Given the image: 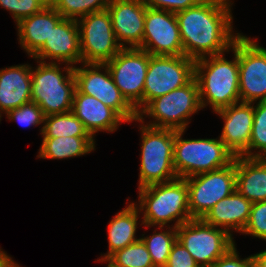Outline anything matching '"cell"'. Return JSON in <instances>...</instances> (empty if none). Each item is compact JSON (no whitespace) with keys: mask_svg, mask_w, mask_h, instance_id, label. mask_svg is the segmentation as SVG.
Segmentation results:
<instances>
[{"mask_svg":"<svg viewBox=\"0 0 266 267\" xmlns=\"http://www.w3.org/2000/svg\"><path fill=\"white\" fill-rule=\"evenodd\" d=\"M230 0H203L176 13L184 55L197 60L231 51L241 33L233 31Z\"/></svg>","mask_w":266,"mask_h":267,"instance_id":"1","label":"cell"},{"mask_svg":"<svg viewBox=\"0 0 266 267\" xmlns=\"http://www.w3.org/2000/svg\"><path fill=\"white\" fill-rule=\"evenodd\" d=\"M231 51L234 53L231 61L224 53L195 60L194 78L198 83L202 110L210 105L215 112L240 102L237 39Z\"/></svg>","mask_w":266,"mask_h":267,"instance_id":"2","label":"cell"},{"mask_svg":"<svg viewBox=\"0 0 266 267\" xmlns=\"http://www.w3.org/2000/svg\"><path fill=\"white\" fill-rule=\"evenodd\" d=\"M138 193L139 201L134 204L143 215L141 225H144L145 229L153 226L166 228L172 221H175V224L171 226L177 228L193 219L189 211L188 185L185 178L148 185L138 189Z\"/></svg>","mask_w":266,"mask_h":267,"instance_id":"3","label":"cell"},{"mask_svg":"<svg viewBox=\"0 0 266 267\" xmlns=\"http://www.w3.org/2000/svg\"><path fill=\"white\" fill-rule=\"evenodd\" d=\"M32 67L31 101L35 102L46 116L70 112L76 89L74 67L63 63L41 62ZM63 72H66L65 75Z\"/></svg>","mask_w":266,"mask_h":267,"instance_id":"4","label":"cell"},{"mask_svg":"<svg viewBox=\"0 0 266 267\" xmlns=\"http://www.w3.org/2000/svg\"><path fill=\"white\" fill-rule=\"evenodd\" d=\"M144 119L136 120L142 136L138 189L178 178L173 165L175 130L146 126Z\"/></svg>","mask_w":266,"mask_h":267,"instance_id":"5","label":"cell"},{"mask_svg":"<svg viewBox=\"0 0 266 267\" xmlns=\"http://www.w3.org/2000/svg\"><path fill=\"white\" fill-rule=\"evenodd\" d=\"M185 130H175L173 165L178 178L214 171L231 164L235 156L220 138L183 139Z\"/></svg>","mask_w":266,"mask_h":267,"instance_id":"6","label":"cell"},{"mask_svg":"<svg viewBox=\"0 0 266 267\" xmlns=\"http://www.w3.org/2000/svg\"><path fill=\"white\" fill-rule=\"evenodd\" d=\"M201 109L198 83L193 78L185 86L151 100L137 118L152 117L153 122L146 126L186 131L192 115Z\"/></svg>","mask_w":266,"mask_h":267,"instance_id":"7","label":"cell"},{"mask_svg":"<svg viewBox=\"0 0 266 267\" xmlns=\"http://www.w3.org/2000/svg\"><path fill=\"white\" fill-rule=\"evenodd\" d=\"M176 229L177 240L192 255L199 267H211L235 245L233 236L226 230L210 225L202 218H193Z\"/></svg>","mask_w":266,"mask_h":267,"instance_id":"8","label":"cell"},{"mask_svg":"<svg viewBox=\"0 0 266 267\" xmlns=\"http://www.w3.org/2000/svg\"><path fill=\"white\" fill-rule=\"evenodd\" d=\"M150 54L138 47L122 48L104 63L115 85L139 113L144 108V85Z\"/></svg>","mask_w":266,"mask_h":267,"instance_id":"9","label":"cell"},{"mask_svg":"<svg viewBox=\"0 0 266 267\" xmlns=\"http://www.w3.org/2000/svg\"><path fill=\"white\" fill-rule=\"evenodd\" d=\"M74 66L76 89L89 96L95 97L114 109L126 122L137 120L136 109L125 99L119 88L115 85L108 67L100 63H81ZM103 71V72H101Z\"/></svg>","mask_w":266,"mask_h":267,"instance_id":"10","label":"cell"},{"mask_svg":"<svg viewBox=\"0 0 266 267\" xmlns=\"http://www.w3.org/2000/svg\"><path fill=\"white\" fill-rule=\"evenodd\" d=\"M185 179L190 215L192 218H203L217 202L236 190V156L226 167Z\"/></svg>","mask_w":266,"mask_h":267,"instance_id":"11","label":"cell"},{"mask_svg":"<svg viewBox=\"0 0 266 267\" xmlns=\"http://www.w3.org/2000/svg\"><path fill=\"white\" fill-rule=\"evenodd\" d=\"M195 60L185 55H150L144 85V107L153 99L188 84L194 78Z\"/></svg>","mask_w":266,"mask_h":267,"instance_id":"12","label":"cell"},{"mask_svg":"<svg viewBox=\"0 0 266 267\" xmlns=\"http://www.w3.org/2000/svg\"><path fill=\"white\" fill-rule=\"evenodd\" d=\"M80 34L82 63L104 64L122 49L108 10L90 13L76 20Z\"/></svg>","mask_w":266,"mask_h":267,"instance_id":"13","label":"cell"},{"mask_svg":"<svg viewBox=\"0 0 266 267\" xmlns=\"http://www.w3.org/2000/svg\"><path fill=\"white\" fill-rule=\"evenodd\" d=\"M246 35L237 38L240 102L266 101V48Z\"/></svg>","mask_w":266,"mask_h":267,"instance_id":"14","label":"cell"},{"mask_svg":"<svg viewBox=\"0 0 266 267\" xmlns=\"http://www.w3.org/2000/svg\"><path fill=\"white\" fill-rule=\"evenodd\" d=\"M138 48L150 55H184L176 14L146 7L143 41Z\"/></svg>","mask_w":266,"mask_h":267,"instance_id":"15","label":"cell"},{"mask_svg":"<svg viewBox=\"0 0 266 267\" xmlns=\"http://www.w3.org/2000/svg\"><path fill=\"white\" fill-rule=\"evenodd\" d=\"M32 58L41 62L51 60L50 62H62L72 66L82 63L77 21L62 18L52 28L49 39H46L43 47Z\"/></svg>","mask_w":266,"mask_h":267,"instance_id":"16","label":"cell"},{"mask_svg":"<svg viewBox=\"0 0 266 267\" xmlns=\"http://www.w3.org/2000/svg\"><path fill=\"white\" fill-rule=\"evenodd\" d=\"M146 5L142 0H110L113 31L122 48L139 47L143 41Z\"/></svg>","mask_w":266,"mask_h":267,"instance_id":"17","label":"cell"},{"mask_svg":"<svg viewBox=\"0 0 266 267\" xmlns=\"http://www.w3.org/2000/svg\"><path fill=\"white\" fill-rule=\"evenodd\" d=\"M255 103L239 102L215 111L224 125L219 138L234 156H241L249 147Z\"/></svg>","mask_w":266,"mask_h":267,"instance_id":"18","label":"cell"},{"mask_svg":"<svg viewBox=\"0 0 266 267\" xmlns=\"http://www.w3.org/2000/svg\"><path fill=\"white\" fill-rule=\"evenodd\" d=\"M71 112L83 123L93 139L97 132L117 131L120 123L126 122L114 109L93 96L80 93L77 89L74 92Z\"/></svg>","mask_w":266,"mask_h":267,"instance_id":"19","label":"cell"},{"mask_svg":"<svg viewBox=\"0 0 266 267\" xmlns=\"http://www.w3.org/2000/svg\"><path fill=\"white\" fill-rule=\"evenodd\" d=\"M31 71L29 64L0 69V121L2 114L31 102Z\"/></svg>","mask_w":266,"mask_h":267,"instance_id":"20","label":"cell"},{"mask_svg":"<svg viewBox=\"0 0 266 267\" xmlns=\"http://www.w3.org/2000/svg\"><path fill=\"white\" fill-rule=\"evenodd\" d=\"M251 206L252 202L236 189L231 195L217 202L202 219L233 236V232H243L250 217Z\"/></svg>","mask_w":266,"mask_h":267,"instance_id":"21","label":"cell"},{"mask_svg":"<svg viewBox=\"0 0 266 267\" xmlns=\"http://www.w3.org/2000/svg\"><path fill=\"white\" fill-rule=\"evenodd\" d=\"M61 14L50 4L41 12L21 19L17 24V35L21 48L32 58L49 39L52 28L62 19Z\"/></svg>","mask_w":266,"mask_h":267,"instance_id":"22","label":"cell"},{"mask_svg":"<svg viewBox=\"0 0 266 267\" xmlns=\"http://www.w3.org/2000/svg\"><path fill=\"white\" fill-rule=\"evenodd\" d=\"M236 189L252 203L266 200V158L236 156Z\"/></svg>","mask_w":266,"mask_h":267,"instance_id":"23","label":"cell"},{"mask_svg":"<svg viewBox=\"0 0 266 267\" xmlns=\"http://www.w3.org/2000/svg\"><path fill=\"white\" fill-rule=\"evenodd\" d=\"M128 204L109 221L107 230L109 249L104 255L101 254L99 259H107L115 251L123 249L140 239L136 238L140 211L134 202Z\"/></svg>","mask_w":266,"mask_h":267,"instance_id":"24","label":"cell"},{"mask_svg":"<svg viewBox=\"0 0 266 267\" xmlns=\"http://www.w3.org/2000/svg\"><path fill=\"white\" fill-rule=\"evenodd\" d=\"M95 139L91 136H69L42 138L37 157L42 159H70L90 154L95 150Z\"/></svg>","mask_w":266,"mask_h":267,"instance_id":"25","label":"cell"},{"mask_svg":"<svg viewBox=\"0 0 266 267\" xmlns=\"http://www.w3.org/2000/svg\"><path fill=\"white\" fill-rule=\"evenodd\" d=\"M40 134L43 138L90 136L83 123L71 111L46 116Z\"/></svg>","mask_w":266,"mask_h":267,"instance_id":"26","label":"cell"},{"mask_svg":"<svg viewBox=\"0 0 266 267\" xmlns=\"http://www.w3.org/2000/svg\"><path fill=\"white\" fill-rule=\"evenodd\" d=\"M160 229L163 230L164 226H158L156 230H153L154 232L152 235L150 234L145 237L143 234L142 237H140L150 253L154 267L166 266L172 246L177 240L176 228L167 226L166 231L158 232L157 230Z\"/></svg>","mask_w":266,"mask_h":267,"instance_id":"27","label":"cell"},{"mask_svg":"<svg viewBox=\"0 0 266 267\" xmlns=\"http://www.w3.org/2000/svg\"><path fill=\"white\" fill-rule=\"evenodd\" d=\"M107 260L116 267H154L150 253L141 238L115 251Z\"/></svg>","mask_w":266,"mask_h":267,"instance_id":"28","label":"cell"},{"mask_svg":"<svg viewBox=\"0 0 266 267\" xmlns=\"http://www.w3.org/2000/svg\"><path fill=\"white\" fill-rule=\"evenodd\" d=\"M256 149L257 151H255ZM241 156L248 158H266V101H259L254 106V118L249 147Z\"/></svg>","mask_w":266,"mask_h":267,"instance_id":"29","label":"cell"},{"mask_svg":"<svg viewBox=\"0 0 266 267\" xmlns=\"http://www.w3.org/2000/svg\"><path fill=\"white\" fill-rule=\"evenodd\" d=\"M63 18L77 20L90 13L106 10L110 0H49Z\"/></svg>","mask_w":266,"mask_h":267,"instance_id":"30","label":"cell"},{"mask_svg":"<svg viewBox=\"0 0 266 267\" xmlns=\"http://www.w3.org/2000/svg\"><path fill=\"white\" fill-rule=\"evenodd\" d=\"M49 0H0V6L12 14L16 24L23 18L41 12Z\"/></svg>","mask_w":266,"mask_h":267,"instance_id":"31","label":"cell"},{"mask_svg":"<svg viewBox=\"0 0 266 267\" xmlns=\"http://www.w3.org/2000/svg\"><path fill=\"white\" fill-rule=\"evenodd\" d=\"M6 117L10 121H17L21 126L34 127L44 124L45 115L42 109L35 102L31 101L9 111Z\"/></svg>","mask_w":266,"mask_h":267,"instance_id":"32","label":"cell"},{"mask_svg":"<svg viewBox=\"0 0 266 267\" xmlns=\"http://www.w3.org/2000/svg\"><path fill=\"white\" fill-rule=\"evenodd\" d=\"M242 234L266 241V200L252 203L250 217Z\"/></svg>","mask_w":266,"mask_h":267,"instance_id":"33","label":"cell"},{"mask_svg":"<svg viewBox=\"0 0 266 267\" xmlns=\"http://www.w3.org/2000/svg\"><path fill=\"white\" fill-rule=\"evenodd\" d=\"M165 267H199L192 255L178 241L173 244Z\"/></svg>","mask_w":266,"mask_h":267,"instance_id":"34","label":"cell"},{"mask_svg":"<svg viewBox=\"0 0 266 267\" xmlns=\"http://www.w3.org/2000/svg\"><path fill=\"white\" fill-rule=\"evenodd\" d=\"M148 8L178 13L198 5L203 0H142Z\"/></svg>","mask_w":266,"mask_h":267,"instance_id":"35","label":"cell"},{"mask_svg":"<svg viewBox=\"0 0 266 267\" xmlns=\"http://www.w3.org/2000/svg\"><path fill=\"white\" fill-rule=\"evenodd\" d=\"M236 244L232 246L223 256L218 258L211 267H253V258H240Z\"/></svg>","mask_w":266,"mask_h":267,"instance_id":"36","label":"cell"},{"mask_svg":"<svg viewBox=\"0 0 266 267\" xmlns=\"http://www.w3.org/2000/svg\"><path fill=\"white\" fill-rule=\"evenodd\" d=\"M0 267H21V266L20 264L14 262V260L0 248Z\"/></svg>","mask_w":266,"mask_h":267,"instance_id":"37","label":"cell"},{"mask_svg":"<svg viewBox=\"0 0 266 267\" xmlns=\"http://www.w3.org/2000/svg\"><path fill=\"white\" fill-rule=\"evenodd\" d=\"M253 267H266V250L252 255Z\"/></svg>","mask_w":266,"mask_h":267,"instance_id":"38","label":"cell"},{"mask_svg":"<svg viewBox=\"0 0 266 267\" xmlns=\"http://www.w3.org/2000/svg\"><path fill=\"white\" fill-rule=\"evenodd\" d=\"M97 261L99 262H107L108 264H107V267H116V266H114L113 264H111L107 259H103V260H101V259H97Z\"/></svg>","mask_w":266,"mask_h":267,"instance_id":"39","label":"cell"}]
</instances>
